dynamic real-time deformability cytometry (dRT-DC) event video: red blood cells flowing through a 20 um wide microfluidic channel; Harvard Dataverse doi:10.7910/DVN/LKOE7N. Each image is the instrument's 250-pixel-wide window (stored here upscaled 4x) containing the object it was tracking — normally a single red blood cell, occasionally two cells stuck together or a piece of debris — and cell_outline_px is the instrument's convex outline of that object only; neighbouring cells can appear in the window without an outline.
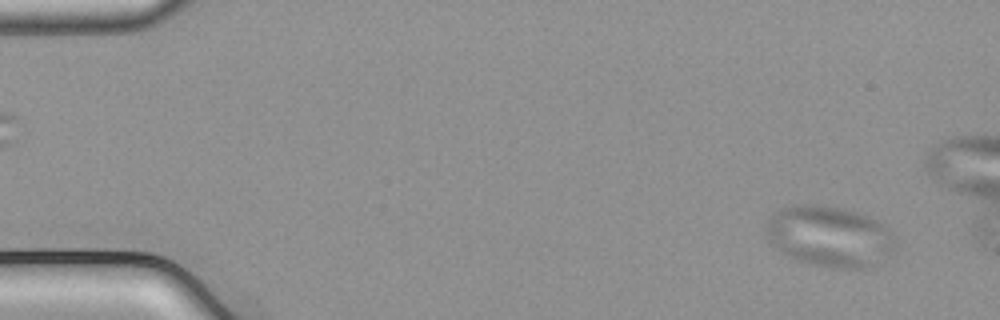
{"species": "common noctule bat (a hibernating species)", "species_latin": "Nyctalus noctula", "temperature_condition": "cold", "stored_images_in_passage": 9, "camera_frame_rate_fps": 3000, "um_per_image_px": 0.085, "animal": {"sex": "male", "body_mass_g": 21.5, "forearm_length_mm": 52.0}, "frame": {"image": 1, "passage_image": 4, "time_ms": 1.0, "image_size_px": [1000, 320], "cell_outline_px": [[896, 252], [868, 268], [832, 268], [792, 260], [780, 252], [768, 240], [764, 224], [768, 216], [780, 208], [796, 204], [824, 204], [852, 208], [888, 224], [896, 236]], "centroid_in_image_um": [70.55, 20.06], "position_along_channel_um": 14.4, "area_um2": 47.86}}